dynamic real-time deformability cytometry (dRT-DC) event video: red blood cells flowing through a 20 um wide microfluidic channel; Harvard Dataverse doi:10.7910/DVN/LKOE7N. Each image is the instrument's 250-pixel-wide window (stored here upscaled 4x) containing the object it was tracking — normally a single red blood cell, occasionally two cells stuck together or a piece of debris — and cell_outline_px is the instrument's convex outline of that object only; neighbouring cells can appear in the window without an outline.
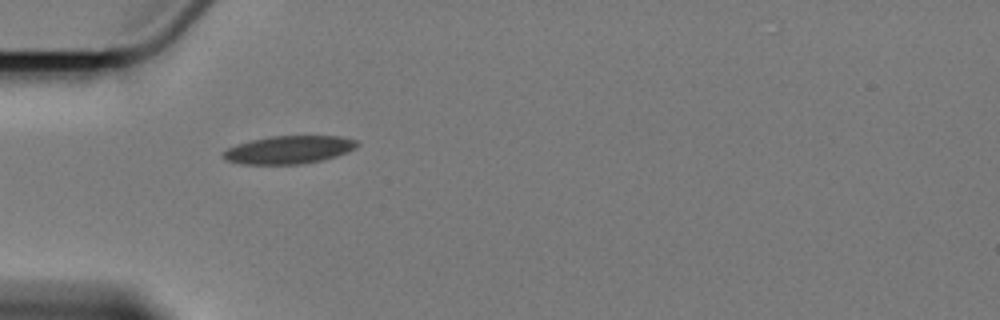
{"species": "Egyptian fruit bat (a non-hibernating species)", "species_latin": "Rousettus aegyptiacus", "temperature_condition": "cold", "stored_images_in_passage": 2, "camera_frame_rate_fps": 3000, "um_per_image_px": 0.085, "animal": {"sex": "female"}, "frame": {"image": 1, "passage_image": 1, "time_ms": 0.0, "image_size_px": [1000, 320], "cell_outline_px": [[360, 144], [356, 148], [348, 152], [336, 156], [320, 160], [300, 164], [244, 164], [228, 160], [224, 156], [224, 152], [228, 148], [236, 144], [252, 140], [272, 136], [340, 136], [356, 140]], "centroid_in_image_um": [24.61, 12.72], "position_along_channel_um": 60.4, "area_um2": 21.56}}